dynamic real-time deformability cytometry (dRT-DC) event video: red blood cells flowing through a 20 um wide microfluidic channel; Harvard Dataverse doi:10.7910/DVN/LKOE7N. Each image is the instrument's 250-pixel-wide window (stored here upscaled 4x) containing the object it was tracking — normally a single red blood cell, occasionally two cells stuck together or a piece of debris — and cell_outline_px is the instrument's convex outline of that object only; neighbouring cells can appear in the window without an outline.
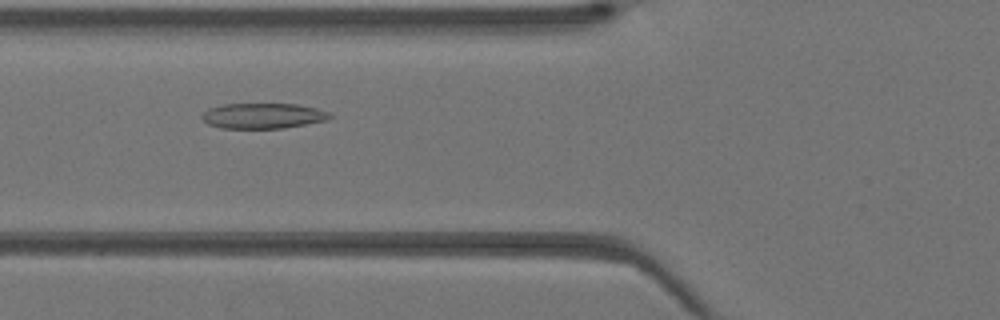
{"species": "Egyptian fruit bat (a non-hibernating species)", "species_latin": "Rousettus aegyptiacus", "temperature_condition": "warm", "stored_images_in_passage": 40, "camera_frame_rate_fps": 3000, "um_per_image_px": 0.085, "animal": {"sex": "female"}, "frame": {"image": 1, "passage_image": 13, "time_ms": 4.0, "image_size_px": [1000, 320], "cell_outline_px": [[332, 116], [328, 120], [284, 128], [220, 128], [208, 124], [200, 116], [208, 108], [224, 104], [296, 104], [316, 108], [328, 112]], "centroid_in_image_um": [22.34, 9.84], "position_along_channel_um": 103.5, "area_um2": 18.9}}
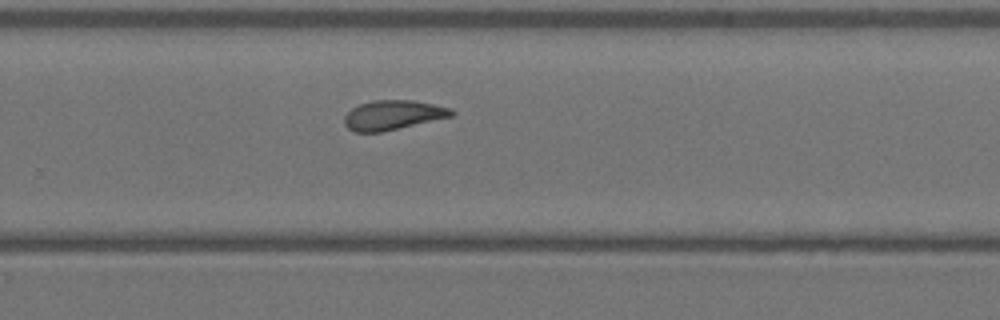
{"frame": {"image": 2, "passage_image": 25, "time_ms": 8.0, "image_size_px": [1000, 320], "cell_outline_px": [[456, 112], [452, 116], [380, 132], [356, 132], [348, 128], [344, 124], [344, 116], [352, 108], [360, 104], [372, 100], [412, 100], [432, 104], [448, 108]], "centroid_in_image_um": [33.36, 9.77], "position_along_channel_um": 296.4, "area_um2": 18.15}}
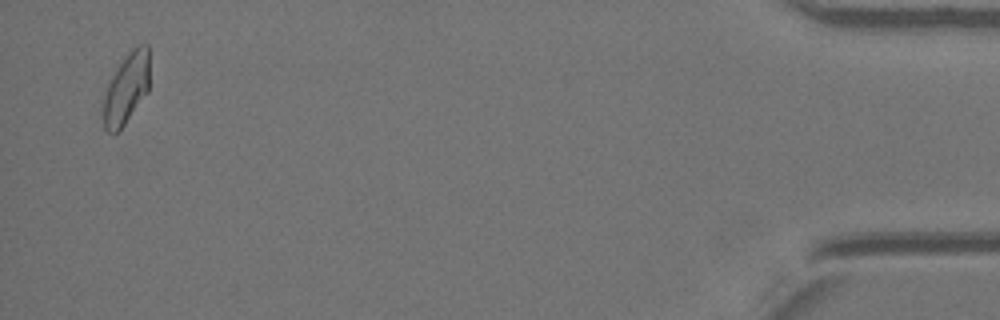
{"frame": {"image": 3, "passage_image": 38, "time_ms": 12.333, "image_size_px": [1000, 320], "cell_outline_px": [[148, 92], [124, 124], [116, 132], [108, 132], [104, 128], [104, 96], [108, 80], [124, 56], [136, 44], [148, 44]], "centroid_in_image_um": [10.73, 7.47], "position_along_channel_um": 424.5, "area_um2": 18.96}}